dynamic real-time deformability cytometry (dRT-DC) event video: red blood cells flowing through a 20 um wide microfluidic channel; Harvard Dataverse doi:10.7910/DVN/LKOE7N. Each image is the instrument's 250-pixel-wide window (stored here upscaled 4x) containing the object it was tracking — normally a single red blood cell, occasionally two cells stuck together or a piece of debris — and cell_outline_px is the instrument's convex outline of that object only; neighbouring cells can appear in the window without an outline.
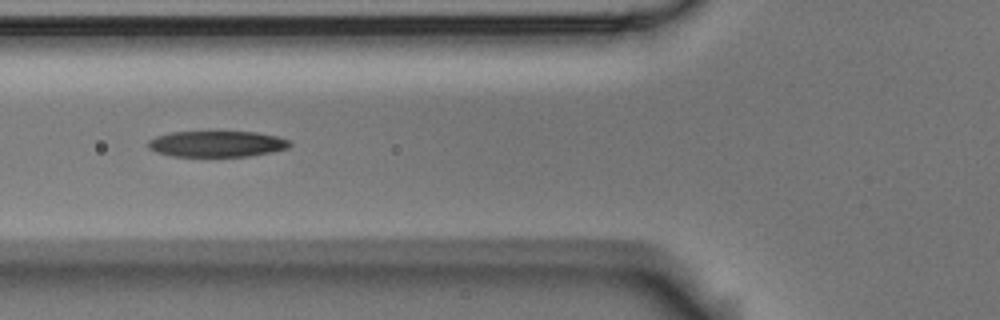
{"species": "Egyptian fruit bat (a non-hibernating species)", "species_latin": "Rousettus aegyptiacus", "temperature_condition": "room temperature", "stored_images_in_passage": 7, "camera_frame_rate_fps": 3000, "um_per_image_px": 0.085, "animal": {"sex": "male"}, "frame": {"image": 1, "passage_image": 5, "time_ms": 1.333, "image_size_px": [1000, 320], "cell_outline_px": [[292, 144], [288, 148], [272, 152], [252, 156], [172, 156], [156, 152], [148, 148], [148, 140], [156, 136], [172, 132], [256, 132], [276, 136], [288, 140]], "centroid_in_image_um": [18.43, 12.23], "position_along_channel_um": 107.4, "area_um2": 21.44}}
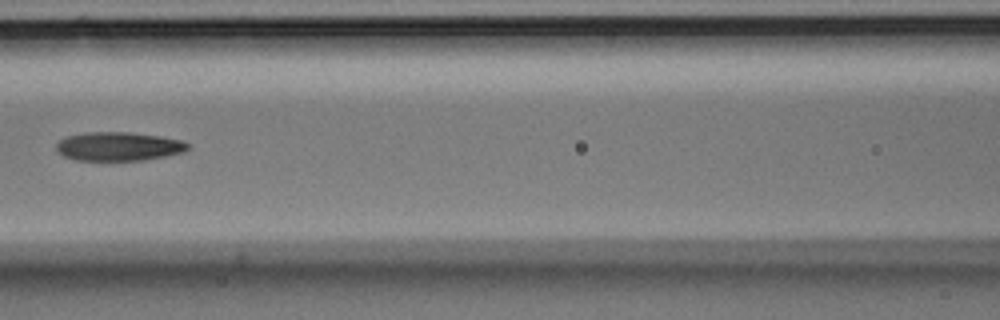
{"frame": {"image": 2, "passage_image": 6, "time_ms": 1.667, "image_size_px": [1000, 320], "cell_outline_px": [[188, 148], [184, 152], [144, 160], [72, 160], [56, 152], [56, 144], [60, 140], [68, 136], [84, 132], [128, 132], [160, 136], [184, 140], [188, 144]], "centroid_in_image_um": [10.06, 12.44], "position_along_channel_um": 156.5, "area_um2": 22.14}}
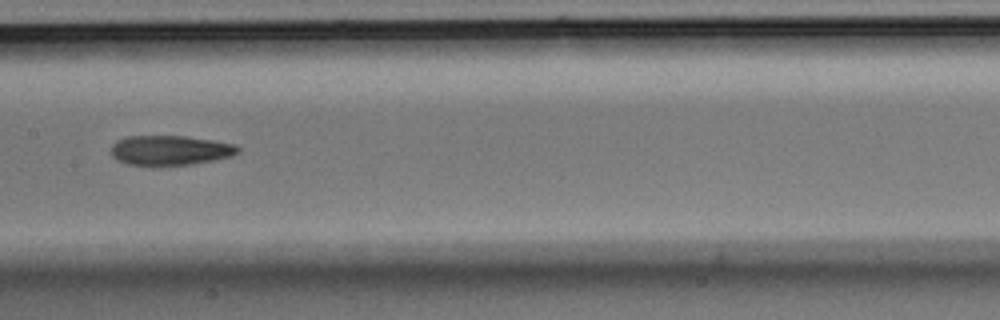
{"frame": {"image": 3, "passage_image": 7, "time_ms": 2.0, "image_size_px": [1000, 320], "cell_outline_px": [[240, 152], [232, 156], [192, 164], [160, 168], [152, 168], [128, 164], [112, 156], [112, 144], [116, 140], [128, 136], [184, 136], [212, 140], [236, 144], [240, 148]], "centroid_in_image_um": [14.45, 12.81], "position_along_channel_um": 192.9, "area_um2": 22.66}}